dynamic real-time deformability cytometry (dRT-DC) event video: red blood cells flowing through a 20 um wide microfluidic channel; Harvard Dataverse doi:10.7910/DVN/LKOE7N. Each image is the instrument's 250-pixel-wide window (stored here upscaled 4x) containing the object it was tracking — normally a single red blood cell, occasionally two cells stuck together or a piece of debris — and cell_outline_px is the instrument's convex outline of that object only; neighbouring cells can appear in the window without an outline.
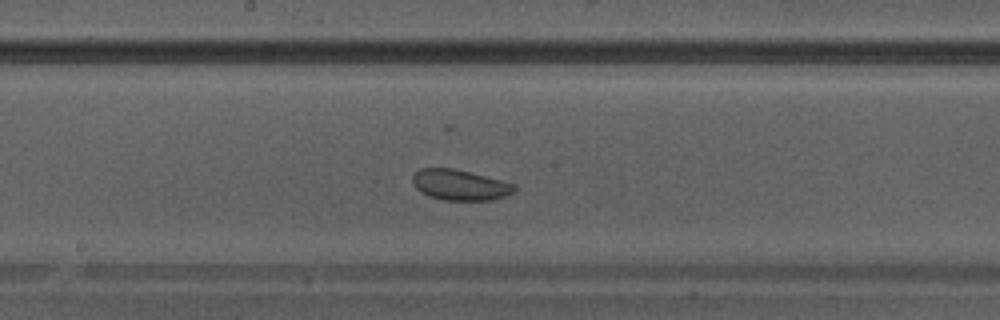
{"species": "Egyptian fruit bat (a non-hibernating species)", "species_latin": "Rousettus aegyptiacus", "temperature_condition": "warm", "stored_images_in_passage": 35, "camera_frame_rate_fps": 3000, "um_per_image_px": 0.085, "animal": {"sex": "male"}, "frame": {"image": 1, "passage_image": 16, "time_ms": 5.0, "image_size_px": [1000, 320], "cell_outline_px": [[516, 188], [512, 192], [504, 196], [492, 200], [444, 200], [428, 196], [420, 192], [412, 184], [412, 176], [420, 168], [452, 168], [516, 184]], "centroid_in_image_um": [39.05, 15.72], "position_along_channel_um": 209.2, "area_um2": 18.03}}
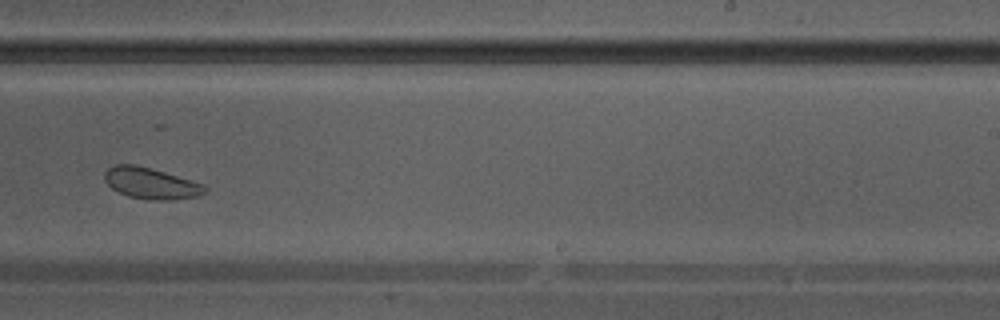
{"frame": {"image": 2, "passage_image": 20, "time_ms": 6.333, "image_size_px": [1000, 320], "cell_outline_px": [[208, 192], [200, 196], [172, 200], [152, 200], [128, 196], [112, 188], [104, 180], [104, 172], [108, 168], [116, 164], [136, 164], [164, 172], [204, 184], [208, 188]], "centroid_in_image_um": [12.86, 15.58], "position_along_channel_um": 276.1, "area_um2": 18.32}}